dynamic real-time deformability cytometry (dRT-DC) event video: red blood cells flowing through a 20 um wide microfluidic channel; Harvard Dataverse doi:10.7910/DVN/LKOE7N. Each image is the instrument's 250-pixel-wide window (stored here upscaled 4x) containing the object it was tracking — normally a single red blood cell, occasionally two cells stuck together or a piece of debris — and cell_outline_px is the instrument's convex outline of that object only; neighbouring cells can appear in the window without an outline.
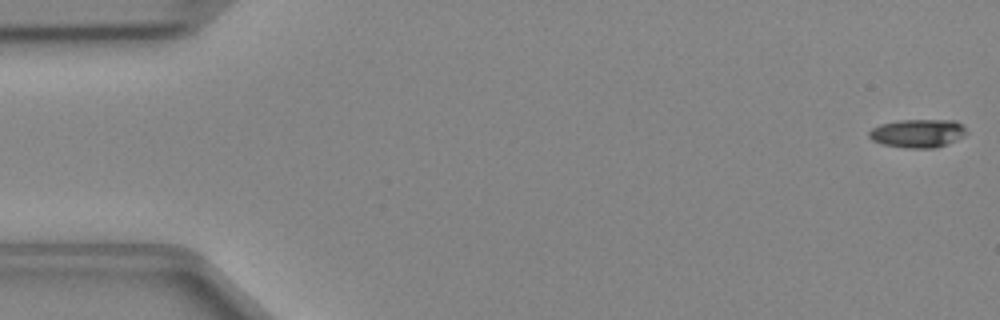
{"species": "Egyptian fruit bat (a non-hibernating species)", "species_latin": "Rousettus aegyptiacus", "temperature_condition": "cold", "stored_images_in_passage": 43, "camera_frame_rate_fps": 3000, "um_per_image_px": 0.085, "animal": {"sex": "female"}, "frame": {"image": 1, "passage_image": 1, "time_ms": 0.0, "image_size_px": [1000, 320], "cell_outline_px": [[968, 132], [964, 136], [936, 148], [904, 148], [880, 144], [872, 140], [868, 136], [868, 132], [872, 128], [880, 124], [900, 120], [956, 120]], "centroid_in_image_um": [77.97, 11.33], "position_along_channel_um": 7.0, "area_um2": 16.18}}
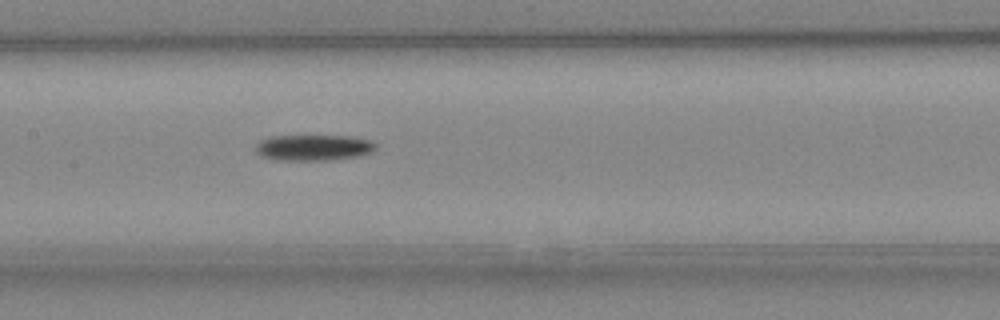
{"frame": {"image": 2, "passage_image": 23, "time_ms": 7.333, "image_size_px": [1000, 320], "cell_outline_px": [[376, 148], [372, 152], [356, 156], [332, 160], [276, 160], [260, 156], [256, 152], [256, 144], [260, 140], [272, 136], [352, 136], [372, 140], [376, 144]], "centroid_in_image_um": [26.65, 12.54], "position_along_channel_um": 180.8, "area_um2": 18.26}}
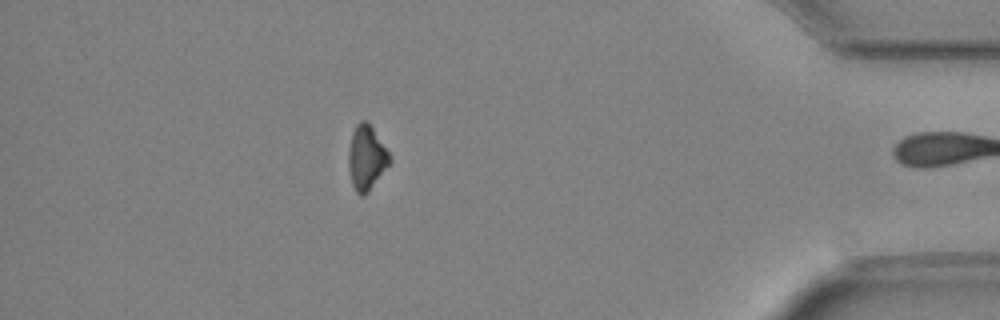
{"frame": {"image": 3, "passage_image": 42, "time_ms": 13.667, "image_size_px": [1000, 320], "cell_outline_px": [[392, 160], [368, 192], [364, 196], [360, 196], [356, 192], [352, 184], [348, 164], [348, 152], [352, 132], [356, 124], [360, 120], [364, 120], [372, 128], [388, 152]], "centroid_in_image_um": [31.12, 13.42], "position_along_channel_um": 404.1, "area_um2": 15.2}}